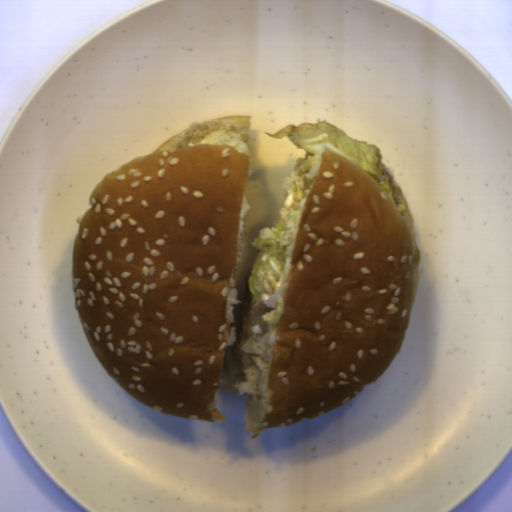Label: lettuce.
Segmentation results:
<instances>
[{
	"label": "lettuce",
	"instance_id": "lettuce-1",
	"mask_svg": "<svg viewBox=\"0 0 512 512\" xmlns=\"http://www.w3.org/2000/svg\"><path fill=\"white\" fill-rule=\"evenodd\" d=\"M276 140L287 137L298 149L306 152L295 160L290 175H285L281 190L287 194L279 209V220L273 227L258 230L251 246L259 252L251 267L247 286L251 300L263 303L273 310L262 314V321L268 325L279 322L283 313V293L287 287L286 276L292 268V249L309 192L316 180L322 152L325 145L359 165L387 191L401 215L404 204L398 203L390 177L383 174L384 163L378 145L354 140L350 135L320 118L312 123L285 125L275 133L264 131Z\"/></svg>",
	"mask_w": 512,
	"mask_h": 512
}]
</instances>
